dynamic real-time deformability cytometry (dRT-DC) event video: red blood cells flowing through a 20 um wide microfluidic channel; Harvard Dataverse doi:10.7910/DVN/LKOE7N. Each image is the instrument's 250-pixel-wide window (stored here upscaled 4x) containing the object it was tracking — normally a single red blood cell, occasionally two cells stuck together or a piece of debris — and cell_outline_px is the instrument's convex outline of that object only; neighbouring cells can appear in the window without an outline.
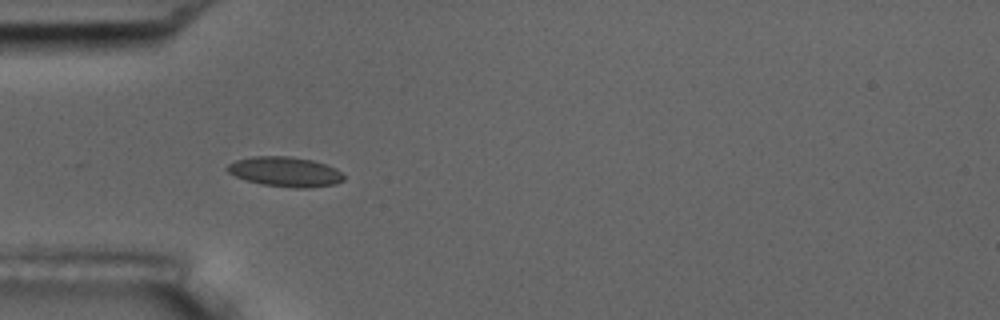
{"species": "common noctule bat (a hibernating species)", "species_latin": "Nyctalus noctula", "temperature_condition": "room temperature", "stored_images_in_passage": 5, "camera_frame_rate_fps": 3000, "um_per_image_px": 0.085, "animal": {"sex": "male", "body_mass_g": 17.5, "forearm_length_mm": 52.3}, "frame": {"image": 1, "passage_image": 4, "time_ms": 3.667, "image_size_px": [1000, 320], "cell_outline_px": [[344, 180], [336, 184], [308, 188], [296, 188], [260, 184], [236, 176], [228, 172], [224, 168], [228, 164], [236, 160], [252, 156], [288, 156], [312, 160], [336, 168], [344, 176]], "centroid_in_image_um": [24.23, 14.6], "position_along_channel_um": 60.8, "area_um2": 20.23}}